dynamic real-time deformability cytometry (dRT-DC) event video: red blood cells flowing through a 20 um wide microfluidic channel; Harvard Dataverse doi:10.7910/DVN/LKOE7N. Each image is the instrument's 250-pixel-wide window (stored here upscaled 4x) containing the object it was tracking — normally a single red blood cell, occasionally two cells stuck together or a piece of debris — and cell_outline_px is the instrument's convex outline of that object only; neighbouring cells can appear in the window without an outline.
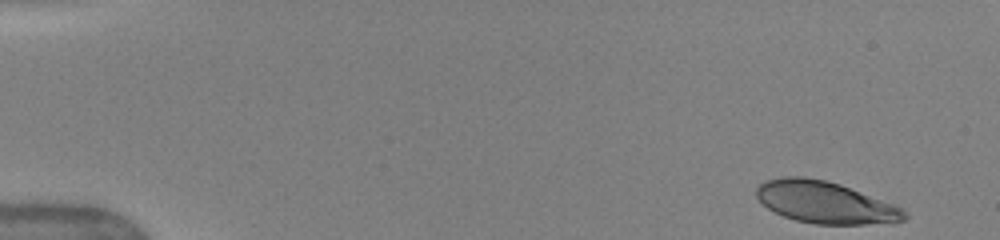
{"species": "human", "species_latin": "Homo sapiens", "temperature_condition": "warm", "stored_images_in_passage": 52, "camera_frame_rate_fps": 3000, "um_per_image_px": 0.085, "donor": {"sex": "female"}, "frame": {"image": 1, "passage_image": 1, "time_ms": 0.0, "image_size_px": [1000, 240], "cell_outline_px": [[908, 216], [904, 220], [864, 224], [816, 224], [796, 220], [784, 216], [768, 208], [756, 196], [756, 188], [760, 184], [768, 180], [784, 176], [804, 176], [824, 180], [840, 184], [896, 204], [908, 212]], "centroid_in_image_um": [70.16, 17.19], "position_along_channel_um": 14.8, "area_um2": 35.95}}
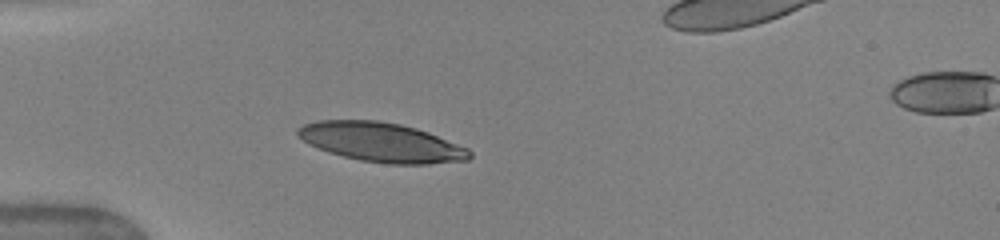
{"frame": {"image": 2, "passage_image": 27, "time_ms": 4.0, "image_size_px": [1000, 240], "cell_outline_px": [[472, 156], [468, 160], [428, 164], [388, 164], [360, 160], [328, 152], [308, 144], [296, 132], [296, 128], [304, 124], [316, 120], [376, 120], [400, 124], [416, 128], [428, 132], [468, 148], [472, 152]], "centroid_in_image_um": [32.42, 12.09], "position_along_channel_um": 52.6, "area_um2": 39.3}}